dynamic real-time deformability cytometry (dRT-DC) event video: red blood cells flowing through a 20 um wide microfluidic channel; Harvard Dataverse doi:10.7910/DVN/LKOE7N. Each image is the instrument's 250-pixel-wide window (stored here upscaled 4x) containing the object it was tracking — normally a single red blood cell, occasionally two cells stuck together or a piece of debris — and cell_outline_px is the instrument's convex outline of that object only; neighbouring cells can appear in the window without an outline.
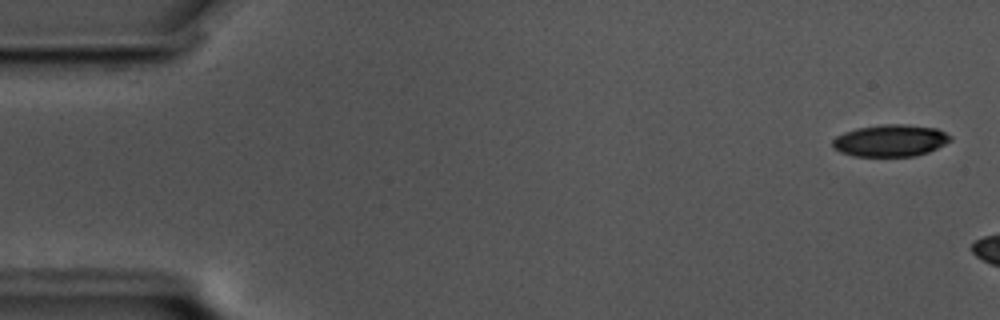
{"species": "common noctule bat (a hibernating species)", "species_latin": "Nyctalus noctula", "temperature_condition": "cold", "stored_images_in_passage": 9, "camera_frame_rate_fps": 3000, "um_per_image_px": 0.085, "animal": {"sex": "male", "body_mass_g": 17.5, "forearm_length_mm": 52.3}, "frame": {"image": 1, "passage_image": 1, "time_ms": 0.0, "image_size_px": [1000, 320], "cell_outline_px": [[952, 140], [928, 152], [916, 156], [852, 156], [840, 152], [832, 148], [832, 140], [836, 136], [844, 132], [856, 128], [884, 124], [904, 124], [936, 128], [952, 136]], "centroid_in_image_um": [75.65, 11.95], "position_along_channel_um": 9.3, "area_um2": 22.02}}